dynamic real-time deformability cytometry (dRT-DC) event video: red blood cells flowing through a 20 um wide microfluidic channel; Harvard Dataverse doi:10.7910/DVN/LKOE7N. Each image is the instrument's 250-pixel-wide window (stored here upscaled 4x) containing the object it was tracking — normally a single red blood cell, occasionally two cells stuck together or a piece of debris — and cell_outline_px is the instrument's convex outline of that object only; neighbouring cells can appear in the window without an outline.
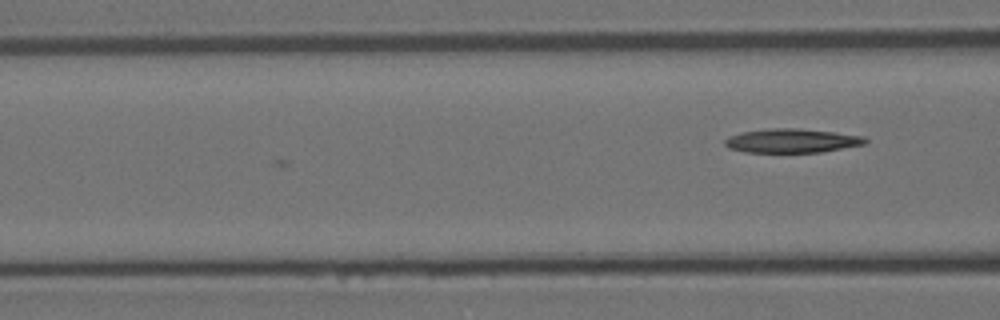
{"species": "Egyptian fruit bat (a non-hibernating species)", "species_latin": "Rousettus aegyptiacus", "temperature_condition": "room temperature", "stored_images_in_passage": 5, "camera_frame_rate_fps": 3000, "um_per_image_px": 0.085, "animal": {"sex": "female"}, "frame": {"image": 1, "passage_image": 5, "time_ms": 1.333, "image_size_px": [1000, 320], "cell_outline_px": [[868, 140], [864, 144], [820, 152], [744, 152], [728, 148], [724, 144], [724, 140], [728, 136], [740, 132], [768, 128], [800, 128], [836, 132], [864, 136]], "centroid_in_image_um": [67.26, 11.95], "position_along_channel_um": 99.3, "area_um2": 19.77}}